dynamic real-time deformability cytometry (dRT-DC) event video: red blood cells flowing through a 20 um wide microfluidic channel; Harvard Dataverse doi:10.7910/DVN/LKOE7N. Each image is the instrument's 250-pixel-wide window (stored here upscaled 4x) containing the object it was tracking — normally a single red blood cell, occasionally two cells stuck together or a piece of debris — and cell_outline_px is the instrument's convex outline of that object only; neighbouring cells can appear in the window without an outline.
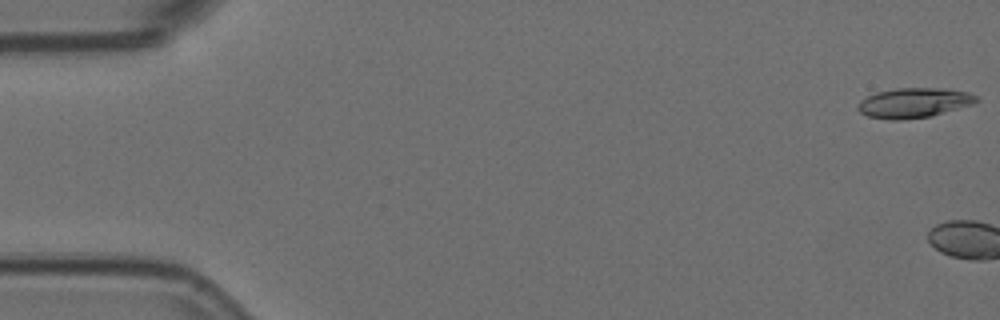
{"species": "Egyptian fruit bat (a non-hibernating species)", "species_latin": "Rousettus aegyptiacus", "temperature_condition": "room temperature", "stored_images_in_passage": 3, "camera_frame_rate_fps": 3000, "um_per_image_px": 0.085, "animal": {"sex": "female"}, "frame": {"image": 1, "passage_image": 1, "time_ms": 0.0, "image_size_px": [1000, 320], "cell_outline_px": [[980, 100], [972, 104], [928, 116], [900, 120], [888, 120], [868, 116], [860, 112], [856, 108], [860, 100], [876, 92], [896, 88], [948, 88], [968, 92], [976, 96]], "centroid_in_image_um": [77.65, 8.73], "position_along_channel_um": 7.3, "area_um2": 20.52}}